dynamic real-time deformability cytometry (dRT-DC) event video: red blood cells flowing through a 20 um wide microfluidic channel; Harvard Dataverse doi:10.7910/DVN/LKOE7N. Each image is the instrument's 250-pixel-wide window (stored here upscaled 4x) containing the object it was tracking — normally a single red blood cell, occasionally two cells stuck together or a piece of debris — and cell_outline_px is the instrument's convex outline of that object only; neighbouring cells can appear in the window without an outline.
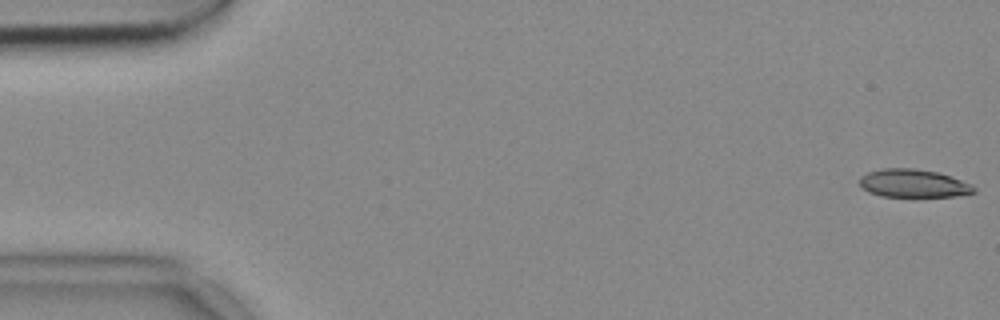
{"species": "common noctule bat (a hibernating species)", "species_latin": "Nyctalus noctula", "temperature_condition": "cold", "stored_images_in_passage": 53, "camera_frame_rate_fps": 3000, "um_per_image_px": 0.085, "animal": {"sex": "female", "body_mass_g": 18.4}, "frame": {"image": 1, "passage_image": 1, "time_ms": 0.0, "image_size_px": [1000, 320], "cell_outline_px": [[976, 192], [952, 196], [880, 196], [868, 192], [860, 184], [860, 176], [868, 172], [884, 168], [916, 168], [936, 172], [972, 184]], "centroid_in_image_um": [77.6, 15.58], "position_along_channel_um": 7.4, "area_um2": 18.44}}
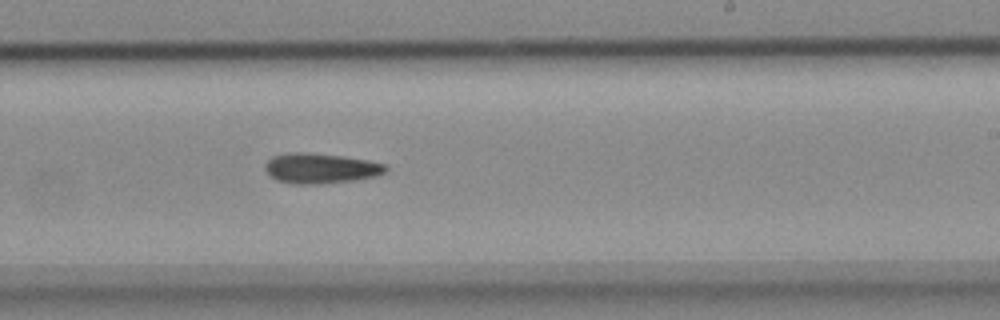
{"frame": {"image": 2, "passage_image": 32, "time_ms": 10.333, "image_size_px": [1000, 320], "cell_outline_px": [[388, 168], [384, 172], [376, 176], [356, 180], [320, 184], [292, 184], [276, 180], [264, 168], [264, 164], [272, 156], [292, 152], [308, 152], [344, 156], [368, 160], [388, 164]], "centroid_in_image_um": [27.27, 14.3], "position_along_channel_um": 261.7, "area_um2": 21.44}}
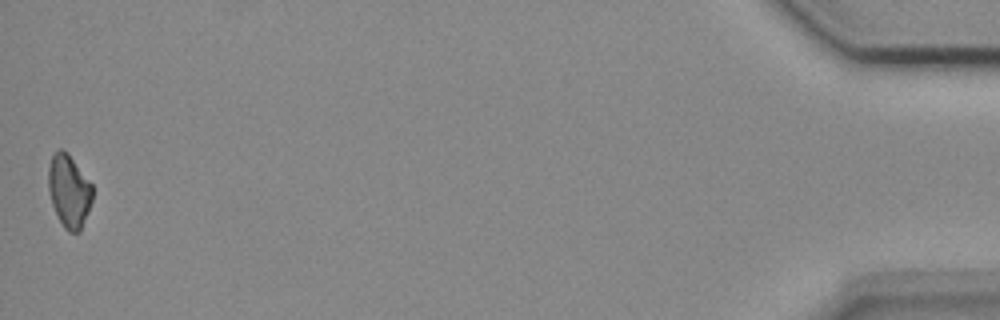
{"frame": {"image": 3, "passage_image": 53, "time_ms": 17.333, "image_size_px": [1000, 320], "cell_outline_px": [[92, 200], [88, 212], [80, 232], [68, 232], [64, 228], [52, 204], [48, 188], [48, 168], [52, 156], [60, 148], [68, 152], [92, 184]], "centroid_in_image_um": [5.87, 16.23], "position_along_channel_um": 429.3, "area_um2": 18.67}}